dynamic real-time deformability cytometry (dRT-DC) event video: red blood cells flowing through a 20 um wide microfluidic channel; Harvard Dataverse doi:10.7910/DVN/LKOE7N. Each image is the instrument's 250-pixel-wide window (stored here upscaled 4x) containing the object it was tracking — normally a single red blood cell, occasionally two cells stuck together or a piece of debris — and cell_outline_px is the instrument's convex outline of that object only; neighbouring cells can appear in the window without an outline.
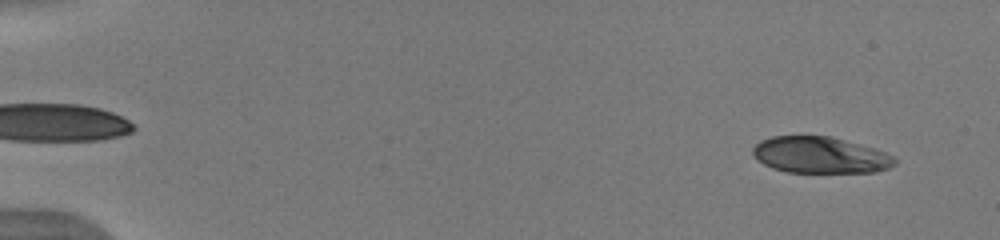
{"species": "human", "species_latin": "Homo sapiens", "temperature_condition": "warm", "stored_images_in_passage": 51, "camera_frame_rate_fps": 3000, "um_per_image_px": 0.085, "donor": {"sex": "male"}, "frame": {"image": 1, "passage_image": 3, "time_ms": 0.667, "image_size_px": [1000, 240], "cell_outline_px": [[896, 164], [888, 168], [876, 172], [788, 172], [772, 168], [756, 160], [752, 156], [752, 148], [760, 140], [772, 136], [832, 136], [872, 148], [896, 156]], "centroid_in_image_um": [69.69, 13.18], "position_along_channel_um": 15.3, "area_um2": 30.23}}
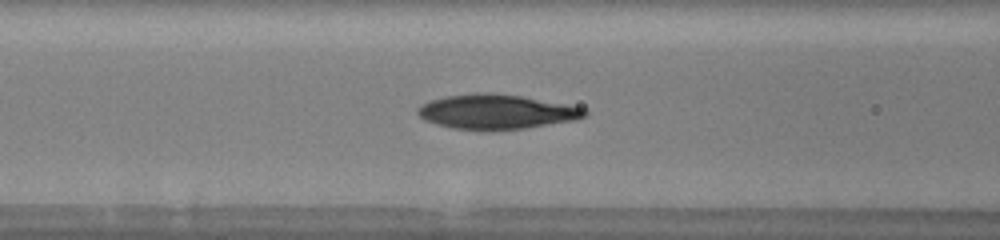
{"frame": {"image": 2, "passage_image": 22, "time_ms": 7.0, "image_size_px": [1000, 240], "cell_outline_px": [[588, 112], [584, 116], [576, 120], [524, 128], [452, 128], [436, 124], [424, 120], [416, 112], [416, 108], [420, 104], [428, 100], [444, 96], [476, 92], [488, 92], [520, 96], [588, 108]], "centroid_in_image_um": [42.16, 9.46], "position_along_channel_um": 124.4, "area_um2": 33.29}}
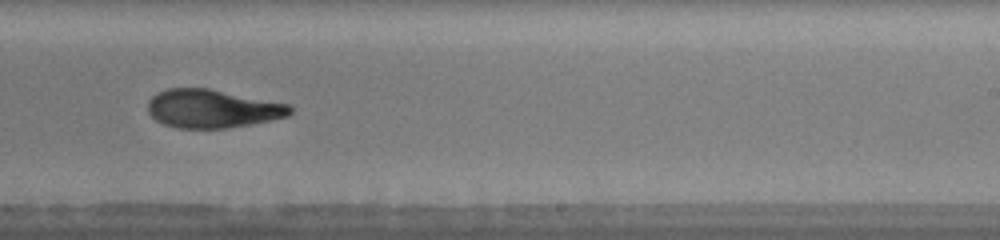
{"frame": {"image": 3, "passage_image": 33, "time_ms": 10.667, "image_size_px": [1000, 240], "cell_outline_px": [[292, 112], [288, 116], [252, 124], [228, 128], [176, 128], [164, 124], [156, 120], [148, 112], [148, 100], [156, 92], [168, 88], [208, 88], [292, 104]], "centroid_in_image_um": [18.06, 9.23], "position_along_channel_um": 270.9, "area_um2": 32.08}, "authors_computed_cell_mechanics": {"area_um2": 31.7322, "velocity_mm_per_s": 4.0034, "shape_relaxation_time_tau1_ms": 4.6417, "shape_relaxation_time_tau2_ms": 2.3683, "deformation_change_tau1": 0.1714, "deformation_change_tau2": 0.0852}}